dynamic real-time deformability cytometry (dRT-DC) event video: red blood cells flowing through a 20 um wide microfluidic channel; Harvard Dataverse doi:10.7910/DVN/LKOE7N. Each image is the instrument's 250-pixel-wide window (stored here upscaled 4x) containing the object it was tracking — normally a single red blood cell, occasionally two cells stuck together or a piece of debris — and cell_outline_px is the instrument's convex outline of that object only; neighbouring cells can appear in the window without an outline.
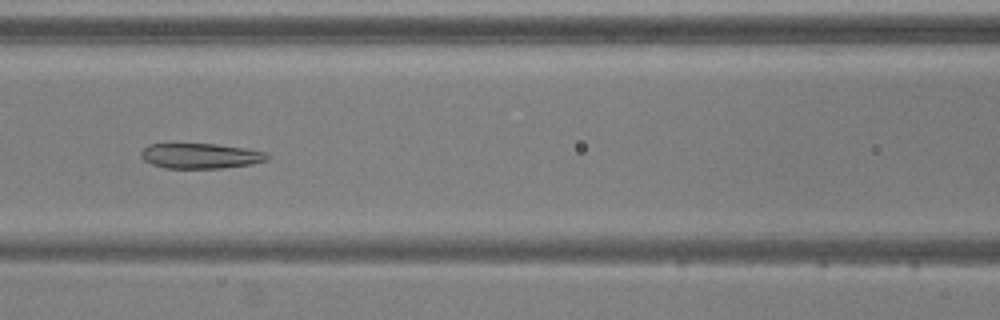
{"species": "common noctule bat (a hibernating species)", "species_latin": "Nyctalus noctula", "temperature_condition": "warm", "stored_images_in_passage": 54, "camera_frame_rate_fps": 3000, "um_per_image_px": 0.085, "animal": {"sex": "male", "body_mass_g": 20.5, "forearm_length_mm": 52.5}, "frame": {"image": 1, "passage_image": 24, "time_ms": 7.667, "image_size_px": [1000, 320], "cell_outline_px": [[268, 160], [252, 164], [220, 168], [164, 168], [152, 164], [144, 160], [140, 156], [140, 152], [148, 144], [216, 144], [244, 148], [264, 152], [268, 156]], "centroid_in_image_um": [17.01, 13.25], "position_along_channel_um": 149.6, "area_um2": 18.44}}
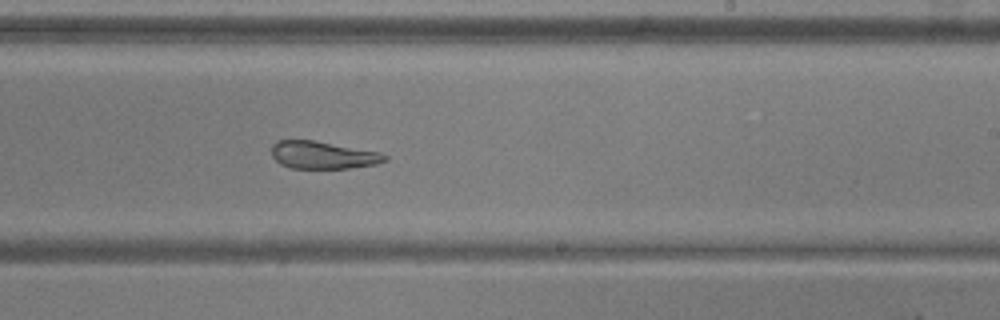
{"frame": {"image": 2, "passage_image": 33, "time_ms": 10.667, "image_size_px": [1000, 320], "cell_outline_px": [[388, 160], [376, 164], [348, 168], [292, 168], [280, 164], [272, 156], [272, 144], [276, 140], [316, 140], [380, 152], [388, 156]], "centroid_in_image_um": [27.45, 13.17], "position_along_channel_um": 261.6, "area_um2": 18.26}}
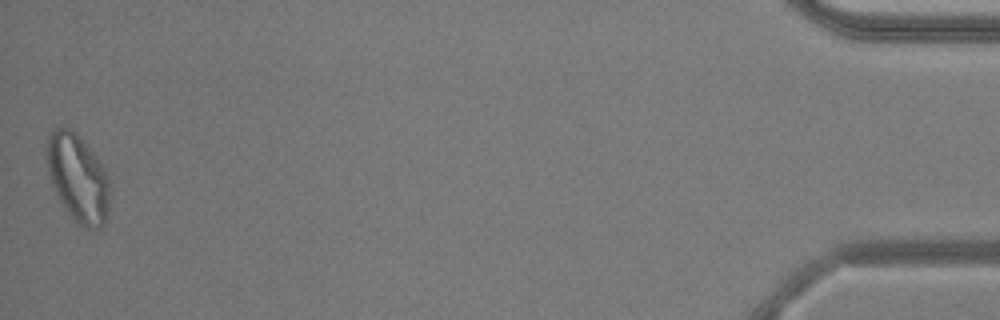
{"frame": {"image": 3, "passage_image": 54, "time_ms": 17.667, "image_size_px": [1000, 320], "cell_outline_px": [[108, 212], [104, 224], [100, 228], [88, 228], [80, 224], [72, 216], [60, 200], [52, 184], [48, 172], [48, 136], [56, 128], [68, 128], [76, 132], [92, 152], [104, 168], [108, 176]], "centroid_in_image_um": [6.63, 15.13], "position_along_channel_um": 428.6, "area_um2": 31.15}, "authors_computed_cell_mechanics": {"area_um2": 25.143, "velocity_mm_per_s": 3.7371, "shape_relaxation_time_tau1_ms": null, "shape_relaxation_time_tau2_ms": 2.6461, "deformation_change_tau1": null, "deformation_change_tau2": 0.1278}}